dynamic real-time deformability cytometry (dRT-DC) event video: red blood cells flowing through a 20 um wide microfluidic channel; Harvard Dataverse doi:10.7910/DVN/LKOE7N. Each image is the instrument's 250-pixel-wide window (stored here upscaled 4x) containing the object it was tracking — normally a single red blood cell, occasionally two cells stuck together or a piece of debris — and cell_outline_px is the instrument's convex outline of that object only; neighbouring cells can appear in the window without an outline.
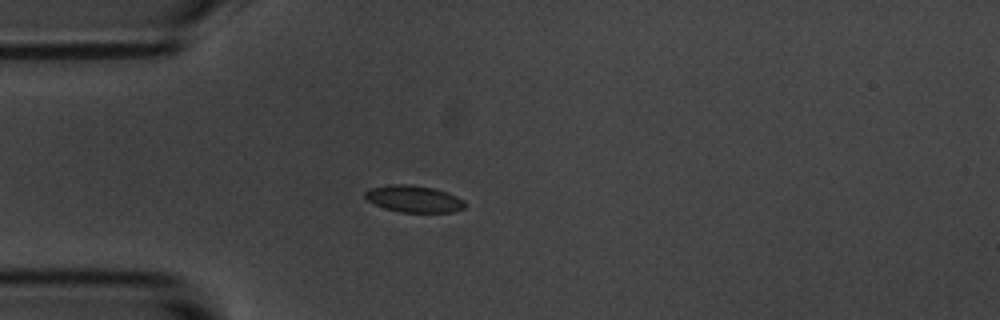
{"species": "common noctule bat (a hibernating species)", "species_latin": "Nyctalus noctula", "temperature_condition": "room temperature", "stored_images_in_passage": 5, "camera_frame_rate_fps": 3000, "um_per_image_px": 0.085, "animal": {"sex": "male", "body_mass_g": 20.1, "forearm_length_mm": 53.5}, "frame": {"image": 1, "passage_image": 4, "time_ms": 3.333, "image_size_px": [1000, 320], "cell_outline_px": [[464, 208], [452, 212], [400, 212], [384, 208], [368, 200], [364, 196], [364, 192], [368, 188], [388, 184], [408, 184], [432, 188], [456, 196], [464, 200]], "centroid_in_image_um": [35.12, 16.9], "position_along_channel_um": 49.9, "area_um2": 15.49}}